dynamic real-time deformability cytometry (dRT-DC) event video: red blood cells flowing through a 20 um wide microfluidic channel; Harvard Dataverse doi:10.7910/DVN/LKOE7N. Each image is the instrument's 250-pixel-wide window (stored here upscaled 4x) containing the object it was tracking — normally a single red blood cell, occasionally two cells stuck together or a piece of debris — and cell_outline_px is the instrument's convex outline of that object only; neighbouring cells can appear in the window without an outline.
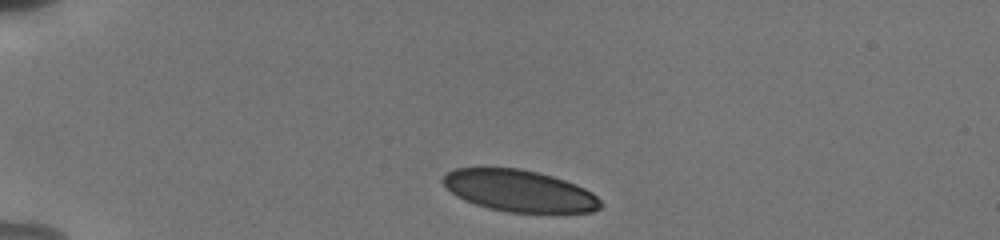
{"species": "human", "species_latin": "Homo sapiens", "temperature_condition": "cold", "stored_images_in_passage": 42, "camera_frame_rate_fps": 3000, "um_per_image_px": 0.085, "donor": {"sex": "male"}, "frame": {"image": 1, "passage_image": 1, "time_ms": 0.0, "image_size_px": [1000, 240], "cell_outline_px": [[604, 204], [600, 208], [592, 212], [508, 212], [488, 208], [464, 200], [456, 196], [440, 180], [448, 172], [456, 168], [520, 168], [552, 176], [564, 180], [584, 188], [592, 192]], "centroid_in_image_um": [44.15, 16.22], "position_along_channel_um": 40.9, "area_um2": 38.03}}
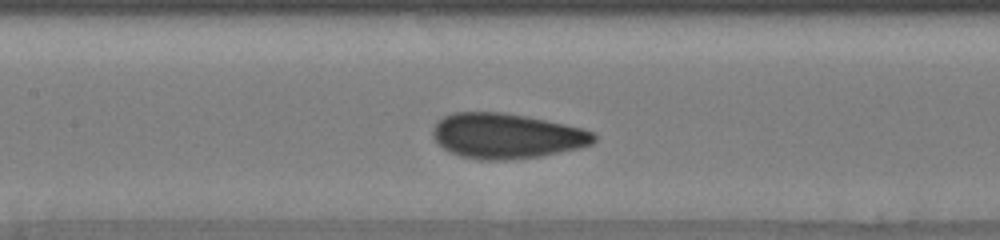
{"frame": {"image": 2, "passage_image": 15, "time_ms": 4.667, "image_size_px": [1000, 240], "cell_outline_px": [[596, 140], [592, 144], [580, 148], [540, 156], [504, 160], [480, 160], [460, 156], [448, 152], [432, 136], [432, 128], [444, 116], [452, 112], [504, 112], [584, 128], [596, 132]], "centroid_in_image_um": [43.07, 11.55], "position_along_channel_um": 164.3, "area_um2": 42.48}}
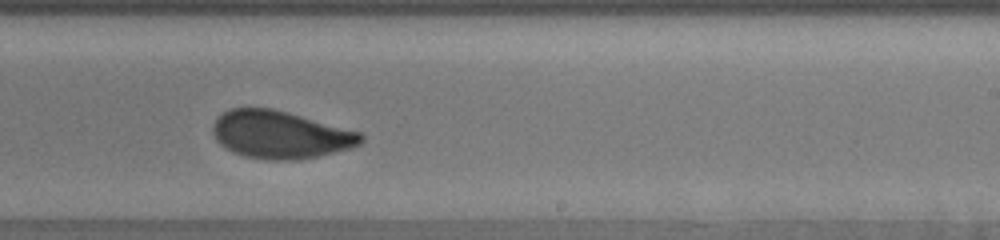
{"frame": {"image": 3, "passage_image": 23, "time_ms": 7.333, "image_size_px": [1000, 240], "cell_outline_px": [[364, 140], [360, 144], [352, 148], [300, 160], [264, 160], [244, 156], [232, 152], [220, 144], [216, 140], [212, 132], [212, 124], [228, 108], [272, 108], [288, 112], [360, 132], [364, 136]], "centroid_in_image_um": [23.82, 11.46], "position_along_channel_um": 265.2, "area_um2": 41.27}, "authors_computed_cell_mechanics": {"area_um2": 41.2403, "velocity_mm_per_s": 3.7981, "shape_relaxation_time_tau1_ms": 3.0867, "shape_relaxation_time_tau2_ms": null, "deformation_change_tau1": 0.1088, "deformation_change_tau2": null}}